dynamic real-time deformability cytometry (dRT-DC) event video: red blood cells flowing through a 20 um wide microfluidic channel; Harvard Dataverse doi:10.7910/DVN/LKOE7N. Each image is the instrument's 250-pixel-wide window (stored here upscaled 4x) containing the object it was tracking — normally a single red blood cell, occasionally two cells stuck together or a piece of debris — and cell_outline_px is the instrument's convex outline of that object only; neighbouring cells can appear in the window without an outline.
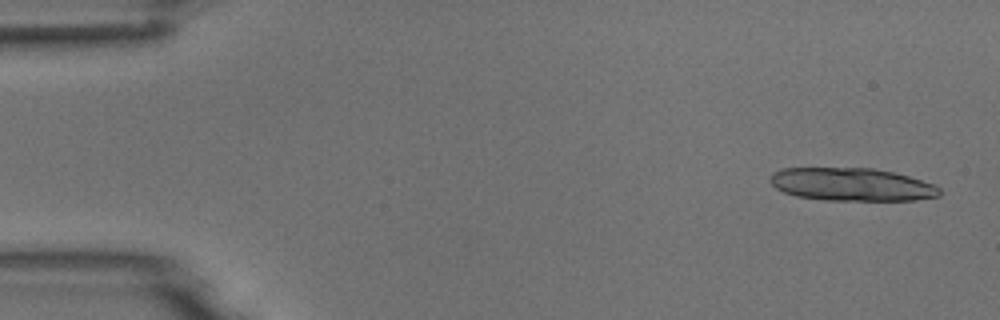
{"species": "common noctule bat (a hibernating species)", "species_latin": "Nyctalus noctula", "temperature_condition": "room temperature", "stored_images_in_passage": 6, "camera_frame_rate_fps": 3000, "um_per_image_px": 0.085, "animal": {"sex": "male", "body_mass_g": 18.8}, "frame": {"image": 1, "passage_image": 1, "time_ms": 0.0, "image_size_px": [1000, 320], "cell_outline_px": [[940, 196], [916, 200], [824, 200], [796, 196], [784, 192], [776, 188], [768, 180], [776, 172], [784, 168], [872, 168], [892, 172], [908, 176], [936, 184], [940, 188]], "centroid_in_image_um": [72.43, 15.68], "position_along_channel_um": 12.6, "area_um2": 32.48}}
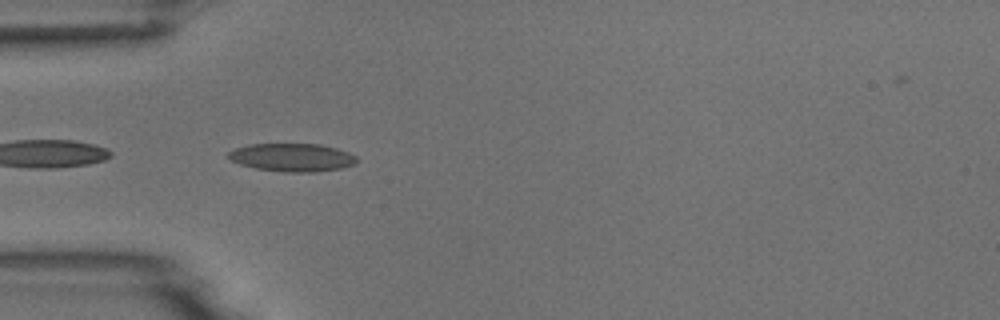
{"frame": {"image": 2, "passage_image": 5, "time_ms": 4.667, "image_size_px": [1000, 320], "cell_outline_px": [[360, 160], [356, 164], [340, 168], [316, 172], [284, 172], [256, 168], [240, 164], [232, 160], [228, 156], [228, 152], [236, 148], [248, 144], [320, 144], [336, 148], [348, 152], [356, 156]], "centroid_in_image_um": [24.88, 13.38], "position_along_channel_um": 60.1, "area_um2": 21.04}}